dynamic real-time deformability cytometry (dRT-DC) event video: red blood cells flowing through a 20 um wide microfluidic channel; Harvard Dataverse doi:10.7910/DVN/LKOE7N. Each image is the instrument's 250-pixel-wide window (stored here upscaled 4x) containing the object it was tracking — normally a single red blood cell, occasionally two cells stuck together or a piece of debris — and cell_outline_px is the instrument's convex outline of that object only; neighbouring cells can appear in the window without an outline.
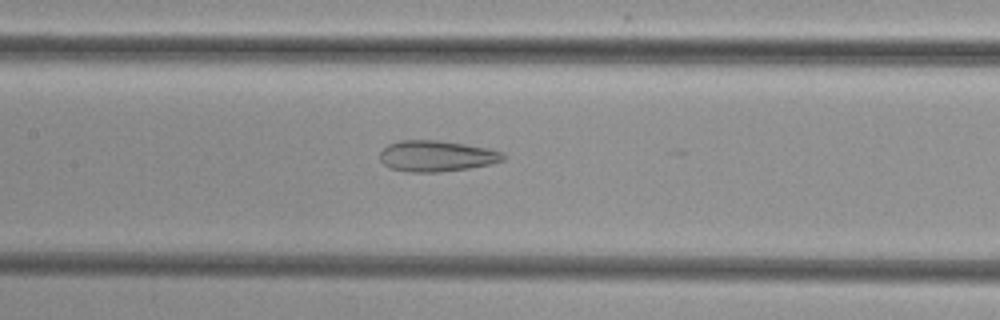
{"species": "common noctule bat (a hibernating species)", "species_latin": "Nyctalus noctula", "temperature_condition": "cold", "stored_images_in_passage": 37, "camera_frame_rate_fps": 3000, "um_per_image_px": 0.085, "animal": {"sex": "female", "body_mass_g": 29.2, "forearm_length_mm": 56.3}, "frame": {"image": 1, "passage_image": 15, "time_ms": 4.667, "image_size_px": [1000, 320], "cell_outline_px": [[508, 156], [504, 160], [492, 164], [468, 168], [440, 172], [408, 172], [392, 168], [384, 164], [380, 160], [380, 152], [388, 144], [400, 140], [440, 140], [488, 148], [504, 152]], "centroid_in_image_um": [37.15, 13.26], "position_along_channel_um": 170.3, "area_um2": 22.43}}
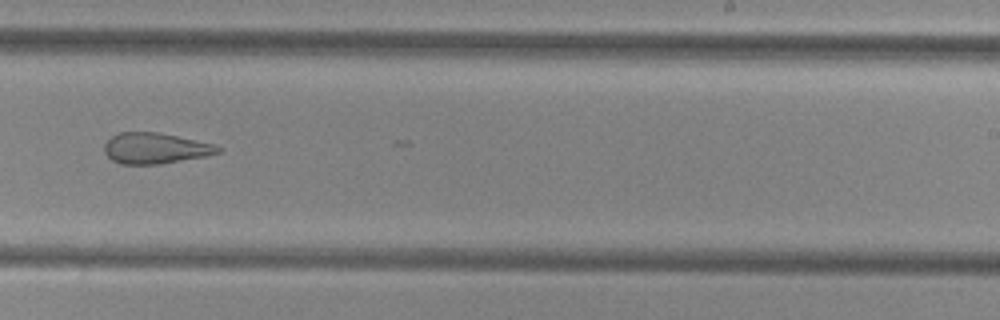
{"frame": {"image": 2, "passage_image": 23, "time_ms": 7.333, "image_size_px": [1000, 320], "cell_outline_px": [[224, 148], [220, 152], [208, 156], [160, 164], [120, 164], [112, 160], [104, 152], [104, 144], [112, 136], [120, 132], [160, 132], [212, 144]], "centroid_in_image_um": [13.2, 12.61], "position_along_channel_um": 275.8, "area_um2": 20.46}}
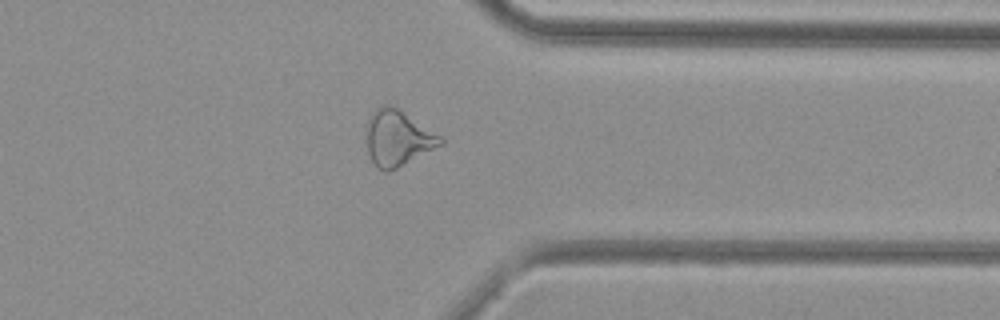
{"frame": {"image": 3, "passage_image": 31, "time_ms": 10.0, "image_size_px": [1000, 320], "cell_outline_px": [[444, 144], [388, 172], [384, 172], [376, 168], [368, 152], [364, 128], [372, 112], [380, 104], [388, 104], [396, 108], [440, 136], [444, 140]], "centroid_in_image_um": [33.74, 11.75], "position_along_channel_um": 377.7, "area_um2": 23.93}}